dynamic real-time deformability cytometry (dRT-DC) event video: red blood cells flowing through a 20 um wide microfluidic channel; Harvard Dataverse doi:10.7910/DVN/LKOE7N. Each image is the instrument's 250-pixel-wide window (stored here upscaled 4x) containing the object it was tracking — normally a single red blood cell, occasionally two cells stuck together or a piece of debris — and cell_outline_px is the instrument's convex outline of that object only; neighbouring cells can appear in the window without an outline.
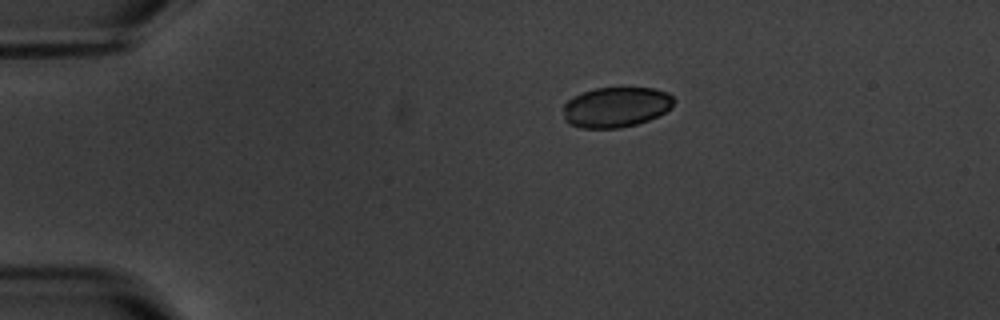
{"species": "common noctule bat (a hibernating species)", "species_latin": "Nyctalus noctula", "temperature_condition": "warm", "stored_images_in_passage": 4, "camera_frame_rate_fps": 3000, "um_per_image_px": 0.085, "animal": {"sex": "male", "body_mass_g": 20.1, "forearm_length_mm": 53.5}, "frame": {"image": 1, "passage_image": 1, "time_ms": 0.0, "image_size_px": [1000, 320], "cell_outline_px": [[676, 100], [664, 112], [648, 120], [636, 124], [620, 128], [580, 128], [568, 124], [564, 120], [564, 104], [572, 96], [596, 88], [656, 88], [668, 92]], "centroid_in_image_um": [52.33, 9.1], "position_along_channel_um": 32.7, "area_um2": 25.95}}
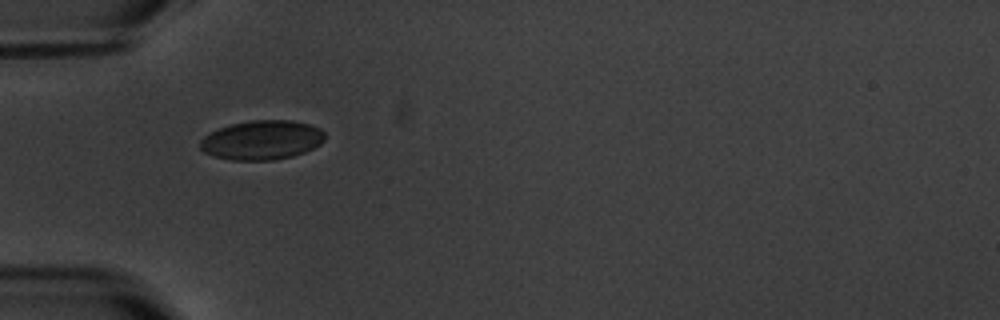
{"frame": {"image": 2, "passage_image": 3, "time_ms": 2.333, "image_size_px": [1000, 320], "cell_outline_px": [[324, 140], [320, 144], [304, 152], [292, 156], [272, 160], [232, 160], [216, 156], [204, 152], [200, 148], [200, 140], [204, 136], [220, 128], [232, 124], [252, 120], [292, 120], [308, 124], [320, 128], [324, 132]], "centroid_in_image_um": [22.27, 11.9], "position_along_channel_um": 62.7, "area_um2": 28.32}}